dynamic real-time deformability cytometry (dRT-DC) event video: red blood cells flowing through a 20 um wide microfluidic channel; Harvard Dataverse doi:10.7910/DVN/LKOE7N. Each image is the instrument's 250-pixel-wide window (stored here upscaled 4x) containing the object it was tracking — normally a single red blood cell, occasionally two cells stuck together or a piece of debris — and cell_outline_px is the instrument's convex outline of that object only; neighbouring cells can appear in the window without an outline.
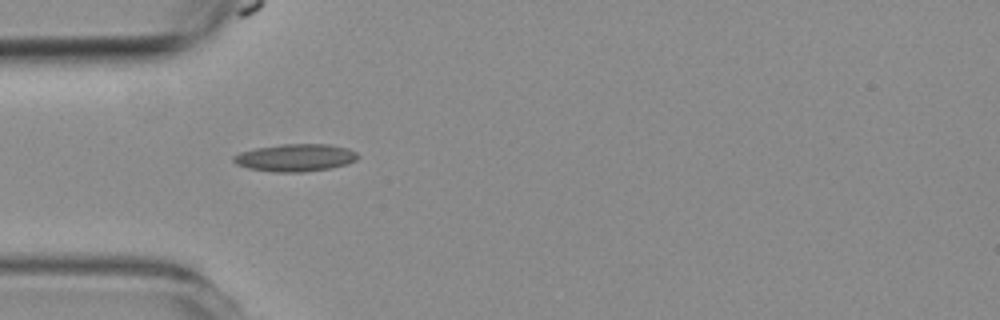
{"species": "common noctule bat (a hibernating species)", "species_latin": "Nyctalus noctula", "temperature_condition": "room temperature", "stored_images_in_passage": 7, "camera_frame_rate_fps": 3000, "um_per_image_px": 0.085, "animal": {"sex": "female", "body_mass_g": 19.3, "forearm_length_mm": 54.1}, "frame": {"image": 1, "passage_image": 6, "time_ms": 6.0, "image_size_px": [1000, 320], "cell_outline_px": [[360, 156], [356, 160], [332, 168], [304, 172], [272, 172], [248, 168], [236, 164], [232, 160], [232, 156], [240, 152], [256, 148], [284, 144], [328, 144], [348, 148], [356, 152]], "centroid_in_image_um": [25.1, 13.4], "position_along_channel_um": 59.9, "area_um2": 19.94}}
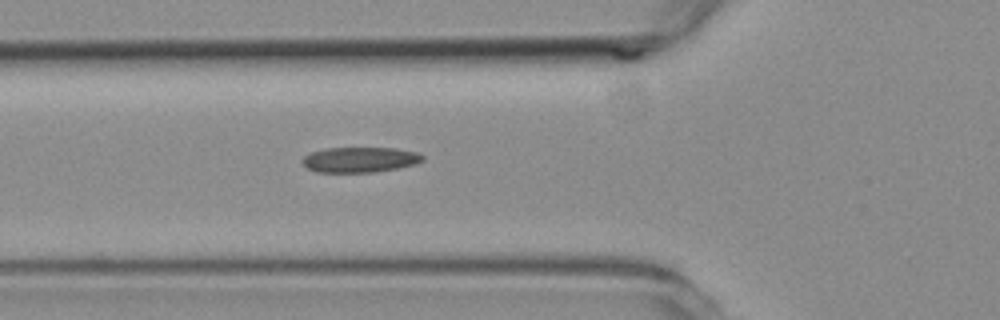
{"frame": {"image": 2, "passage_image": 7, "time_ms": 7.0, "image_size_px": [1000, 320], "cell_outline_px": [[424, 160], [416, 164], [396, 168], [372, 172], [316, 172], [308, 168], [304, 164], [304, 156], [312, 152], [324, 148], [396, 148], [416, 152], [424, 156]], "centroid_in_image_um": [30.62, 13.57], "position_along_channel_um": 95.2, "area_um2": 17.57}}